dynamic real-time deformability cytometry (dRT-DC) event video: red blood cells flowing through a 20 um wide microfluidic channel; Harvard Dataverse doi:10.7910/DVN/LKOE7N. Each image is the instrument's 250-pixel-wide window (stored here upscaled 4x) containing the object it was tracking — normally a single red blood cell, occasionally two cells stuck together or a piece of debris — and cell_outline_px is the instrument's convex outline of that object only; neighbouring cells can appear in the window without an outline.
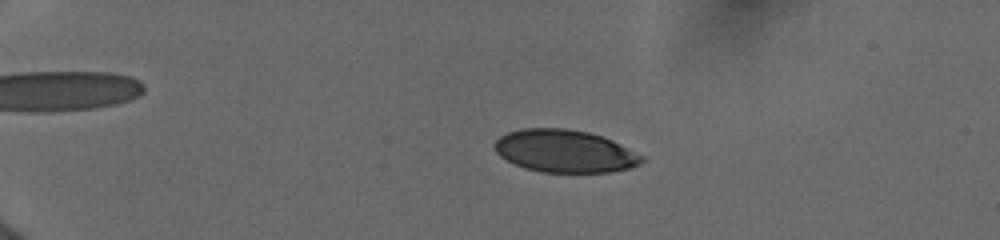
{"species": "human", "species_latin": "Homo sapiens", "temperature_condition": "cold", "stored_images_in_passage": 15, "camera_frame_rate_fps": 3000, "um_per_image_px": 0.085, "donor": {"sex": "female"}, "frame": {"image": 1, "passage_image": 6, "time_ms": 2.667, "image_size_px": [1000, 240], "cell_outline_px": [[644, 160], [640, 164], [632, 168], [612, 172], [540, 172], [524, 168], [500, 156], [496, 152], [492, 144], [500, 136], [508, 132], [520, 128], [568, 128], [588, 132], [612, 140], [644, 156]], "centroid_in_image_um": [48.0, 12.84], "position_along_channel_um": 37.0, "area_um2": 36.7}}
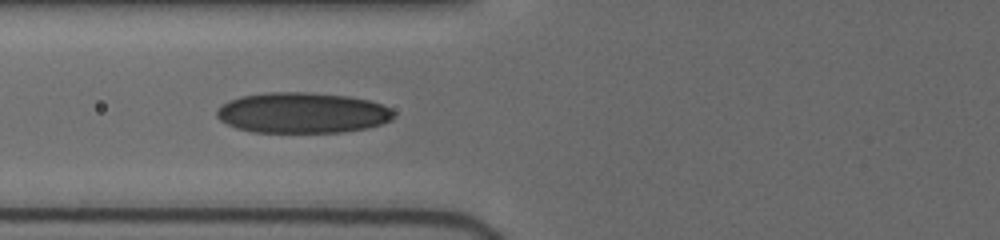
{"frame": {"image": 2, "passage_image": 12, "time_ms": 6.333, "image_size_px": [1000, 240], "cell_outline_px": [[396, 112], [392, 120], [368, 128], [340, 132], [252, 132], [236, 128], [220, 120], [216, 116], [216, 108], [220, 104], [228, 100], [240, 96], [268, 92], [308, 92], [348, 96], [368, 100], [380, 104]], "centroid_in_image_um": [25.66, 9.58], "position_along_channel_um": 100.1, "area_um2": 42.14}}
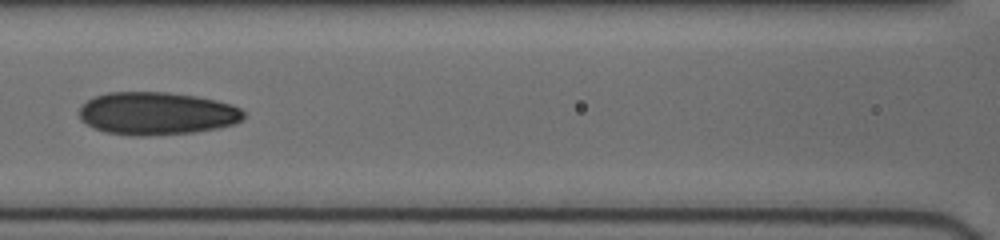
{"frame": {"image": 3, "passage_image": 14, "time_ms": 7.667, "image_size_px": [1000, 240], "cell_outline_px": [[244, 120], [236, 124], [196, 132], [148, 136], [132, 136], [104, 132], [80, 120], [80, 108], [88, 100], [96, 96], [108, 92], [168, 92], [196, 96], [216, 100], [232, 104], [240, 108], [244, 112]], "centroid_in_image_um": [13.36, 9.65], "position_along_channel_um": 153.2, "area_um2": 41.21}}